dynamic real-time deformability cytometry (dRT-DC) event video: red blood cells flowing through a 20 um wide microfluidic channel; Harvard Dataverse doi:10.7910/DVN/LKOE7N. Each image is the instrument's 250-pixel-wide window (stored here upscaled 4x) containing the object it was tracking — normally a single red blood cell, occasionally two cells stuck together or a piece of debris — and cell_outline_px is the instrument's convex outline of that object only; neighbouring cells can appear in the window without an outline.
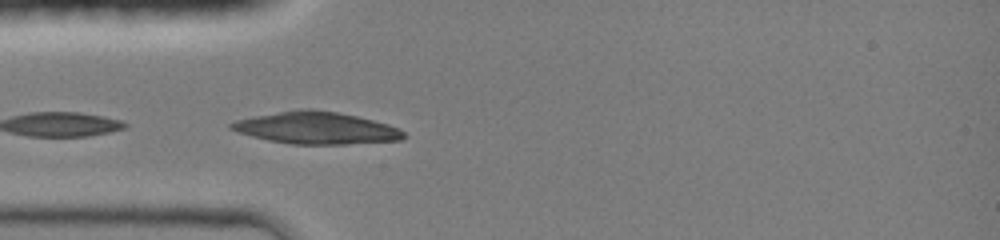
{"species": "common noctule bat (a hibernating species)", "species_latin": "Nyctalus noctula", "temperature_condition": "room temperature", "stored_images_in_passage": 15, "camera_frame_rate_fps": 3000, "um_per_image_px": 0.085, "animal": {"sex": "female", "body_mass_g": 19.0, "forearm_length_mm": 51.5}, "frame": {"image": 1, "passage_image": 5, "time_ms": 2.0, "image_size_px": [1000, 240], "cell_outline_px": [[408, 136], [404, 140], [344, 144], [292, 144], [268, 140], [236, 132], [228, 128], [228, 124], [236, 120], [256, 116], [300, 108], [312, 108], [336, 112], [356, 116], [388, 124], [400, 128]], "centroid_in_image_um": [26.9, 10.88], "position_along_channel_um": 58.1, "area_um2": 32.31}}
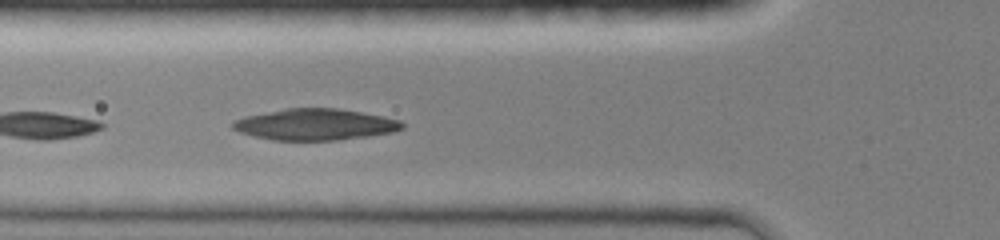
{"frame": {"image": 2, "passage_image": 7, "time_ms": 3.0, "image_size_px": [1000, 240], "cell_outline_px": [[404, 128], [392, 132], [368, 136], [336, 140], [272, 140], [252, 136], [240, 132], [232, 128], [232, 124], [236, 120], [244, 116], [284, 108], [336, 108], [360, 112], [400, 120], [404, 124]], "centroid_in_image_um": [26.76, 10.58], "position_along_channel_um": 99.0, "area_um2": 30.81}}
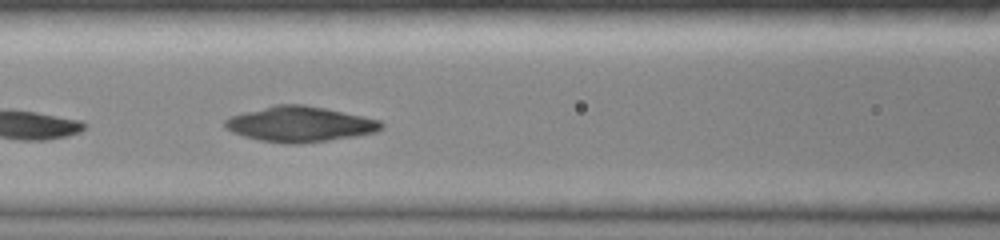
{"frame": {"image": 3, "passage_image": 9, "time_ms": 4.0, "image_size_px": [1000, 240], "cell_outline_px": [[384, 128], [376, 132], [356, 136], [328, 140], [296, 144], [292, 144], [260, 140], [244, 136], [232, 132], [224, 128], [224, 120], [232, 116], [244, 112], [276, 104], [304, 104], [324, 108], [380, 120], [384, 124]], "centroid_in_image_um": [25.49, 10.55], "position_along_channel_um": 141.1, "area_um2": 32.02}}